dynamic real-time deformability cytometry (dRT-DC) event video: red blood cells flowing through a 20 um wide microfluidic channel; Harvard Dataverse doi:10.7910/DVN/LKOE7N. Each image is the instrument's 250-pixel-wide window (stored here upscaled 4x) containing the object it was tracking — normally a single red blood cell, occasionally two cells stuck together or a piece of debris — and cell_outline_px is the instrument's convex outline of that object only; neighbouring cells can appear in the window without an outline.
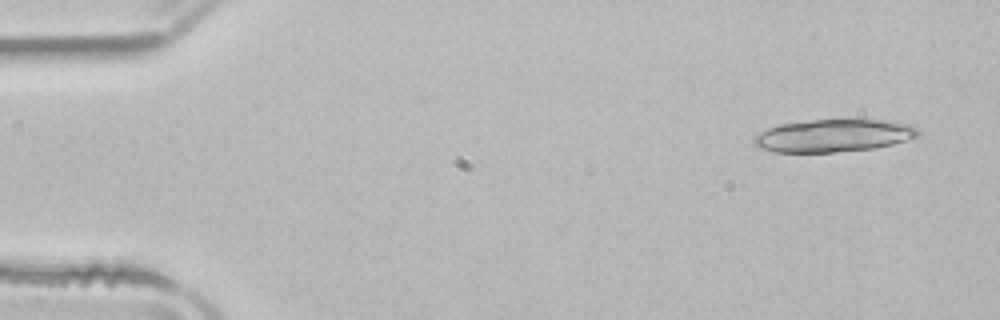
{"species": "common noctule bat (a hibernating species)", "species_latin": "Nyctalus noctula", "temperature_condition": "room temperature", "stored_images_in_passage": 37, "camera_frame_rate_fps": 3000, "um_per_image_px": 0.085, "animal": {"sex": "male", "body_mass_g": 21.5, "forearm_length_mm": 52.0}, "frame": {"image": 1, "passage_image": 2, "time_ms": 0.333, "image_size_px": [1000, 320], "cell_outline_px": [[920, 136], [892, 144], [876, 148], [832, 152], [772, 152], [760, 148], [752, 144], [752, 140], [760, 132], [768, 128], [780, 124], [812, 120], [888, 120], [912, 124], [920, 132]], "centroid_in_image_um": [70.86, 11.53], "position_along_channel_um": 14.1, "area_um2": 31.27}}